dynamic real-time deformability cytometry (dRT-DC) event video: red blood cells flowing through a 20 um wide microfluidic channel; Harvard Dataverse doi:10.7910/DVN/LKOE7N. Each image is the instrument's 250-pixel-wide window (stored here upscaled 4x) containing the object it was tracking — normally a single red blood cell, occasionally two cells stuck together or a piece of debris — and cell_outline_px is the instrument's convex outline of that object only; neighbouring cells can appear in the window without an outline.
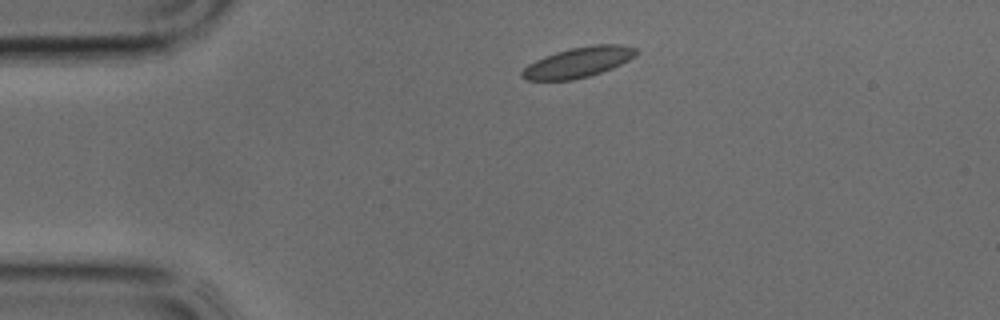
{"species": "common noctule bat (a hibernating species)", "species_latin": "Nyctalus noctula", "temperature_condition": "cold", "stored_images_in_passage": 30, "camera_frame_rate_fps": 3000, "um_per_image_px": 0.085, "animal": {"sex": "male", "body_mass_g": 17.9, "forearm_length_mm": 54.2}, "frame": {"image": 1, "passage_image": 1, "time_ms": 0.0, "image_size_px": [1000, 320], "cell_outline_px": [[640, 52], [636, 56], [612, 68], [588, 76], [572, 80], [528, 80], [520, 76], [520, 72], [528, 64], [544, 56], [556, 52], [572, 48], [592, 44], [620, 44], [636, 48]], "centroid_in_image_um": [49.16, 5.29], "position_along_channel_um": 35.8, "area_um2": 20.11}}
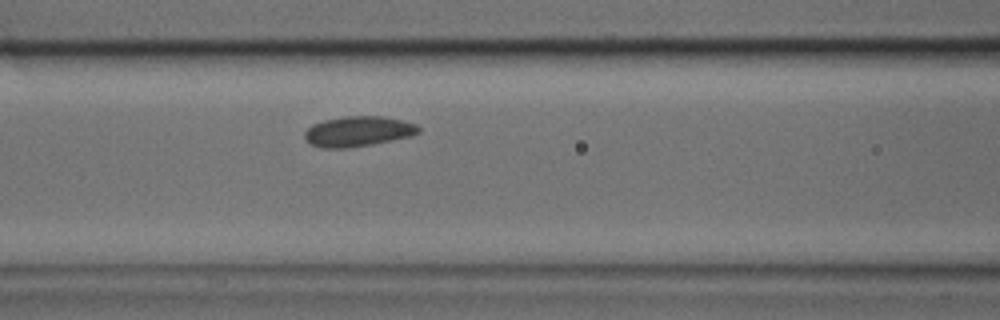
{"frame": {"image": 2, "passage_image": 9, "time_ms": 2.667, "image_size_px": [1000, 320], "cell_outline_px": [[420, 132], [412, 136], [372, 144], [348, 148], [320, 148], [308, 144], [304, 136], [304, 132], [312, 124], [324, 120], [344, 116], [384, 116], [416, 124], [420, 128]], "centroid_in_image_um": [30.41, 11.17], "position_along_channel_um": 136.2, "area_um2": 20.23}}
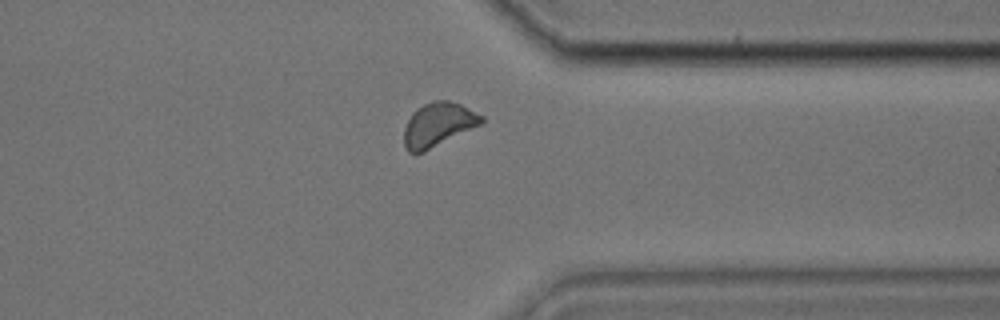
{"frame": {"image": 3, "passage_image": 23, "time_ms": 7.333, "image_size_px": [1000, 320], "cell_outline_px": [[484, 124], [424, 152], [408, 152], [404, 148], [404, 128], [412, 112], [416, 108], [432, 100], [448, 100], [460, 104], [484, 116]], "centroid_in_image_um": [37.26, 10.59], "position_along_channel_um": 374.1, "area_um2": 20.11}}